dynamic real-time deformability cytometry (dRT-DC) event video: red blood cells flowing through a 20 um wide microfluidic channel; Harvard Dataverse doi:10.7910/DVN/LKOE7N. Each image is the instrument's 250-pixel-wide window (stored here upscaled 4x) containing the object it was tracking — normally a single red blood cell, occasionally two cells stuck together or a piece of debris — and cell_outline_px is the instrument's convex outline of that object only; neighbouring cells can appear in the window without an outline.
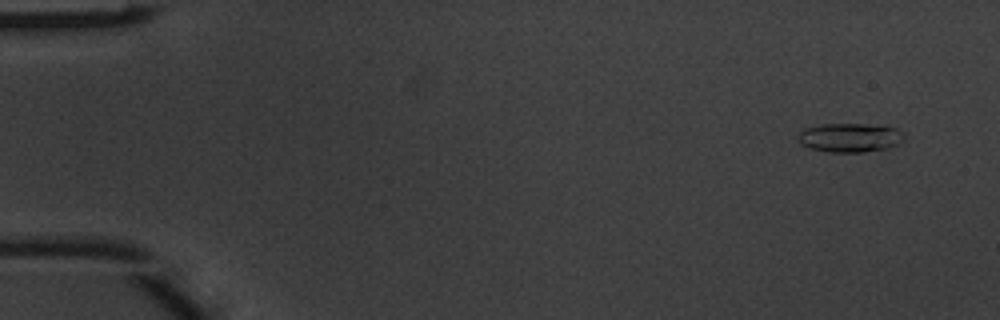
{"species": "common noctule bat (a hibernating species)", "species_latin": "Nyctalus noctula", "temperature_condition": "warm", "stored_images_in_passage": 4, "camera_frame_rate_fps": 3000, "um_per_image_px": 0.085, "animal": {"sex": "male", "body_mass_g": 20.1, "forearm_length_mm": 53.5}, "frame": {"image": 1, "passage_image": 1, "time_ms": 0.0, "image_size_px": [1000, 320], "cell_outline_px": [[904, 140], [888, 148], [864, 152], [828, 152], [812, 148], [800, 144], [796, 140], [796, 136], [804, 128], [820, 124], [864, 124], [896, 128], [904, 136]], "centroid_in_image_um": [72.18, 11.7], "position_along_channel_um": 12.8, "area_um2": 17.92}}